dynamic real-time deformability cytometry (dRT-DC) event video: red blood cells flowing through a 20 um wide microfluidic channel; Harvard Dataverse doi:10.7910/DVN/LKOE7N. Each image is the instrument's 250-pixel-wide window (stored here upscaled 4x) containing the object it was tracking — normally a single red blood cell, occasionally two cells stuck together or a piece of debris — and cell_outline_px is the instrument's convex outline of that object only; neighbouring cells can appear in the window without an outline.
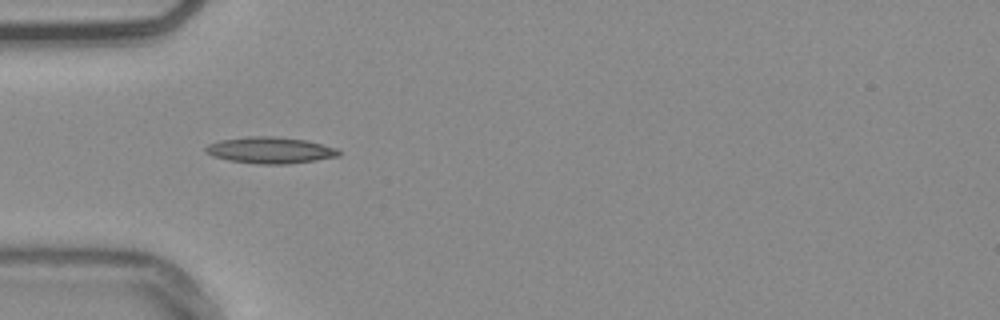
{"species": "common noctule bat (a hibernating species)", "species_latin": "Nyctalus noctula", "temperature_condition": "warm", "stored_images_in_passage": 53, "camera_frame_rate_fps": 3000, "um_per_image_px": 0.085, "animal": {"sex": "male", "body_mass_g": 20.4}, "frame": {"image": 1, "passage_image": 16, "time_ms": 5.0, "image_size_px": [1000, 320], "cell_outline_px": [[340, 156], [316, 160], [288, 164], [260, 164], [228, 160], [212, 156], [204, 152], [204, 148], [208, 144], [220, 140], [248, 136], [276, 136], [308, 140], [336, 148], [340, 152]], "centroid_in_image_um": [22.95, 12.76], "position_along_channel_um": 62.0, "area_um2": 20.63}}
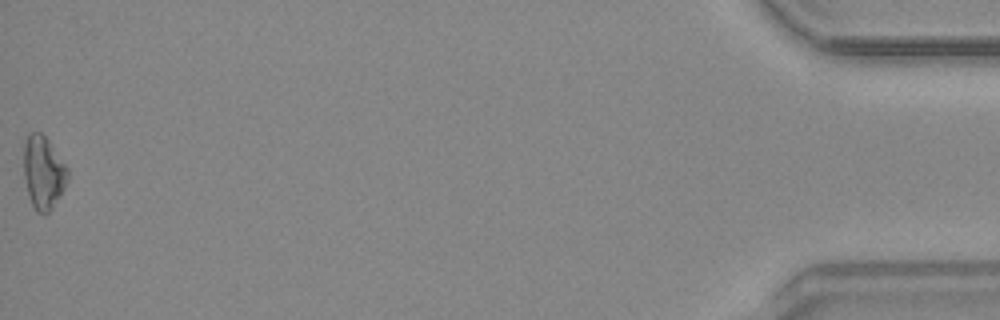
{"frame": {"image": 2, "passage_image": 53, "time_ms": 17.333, "image_size_px": [1000, 320], "cell_outline_px": [[68, 180], [60, 196], [52, 208], [44, 216], [36, 212], [32, 204], [28, 192], [24, 176], [24, 144], [28, 132], [40, 132], [48, 140], [68, 168]], "centroid_in_image_um": [3.68, 14.67], "position_along_channel_um": 431.5, "area_um2": 18.67}}